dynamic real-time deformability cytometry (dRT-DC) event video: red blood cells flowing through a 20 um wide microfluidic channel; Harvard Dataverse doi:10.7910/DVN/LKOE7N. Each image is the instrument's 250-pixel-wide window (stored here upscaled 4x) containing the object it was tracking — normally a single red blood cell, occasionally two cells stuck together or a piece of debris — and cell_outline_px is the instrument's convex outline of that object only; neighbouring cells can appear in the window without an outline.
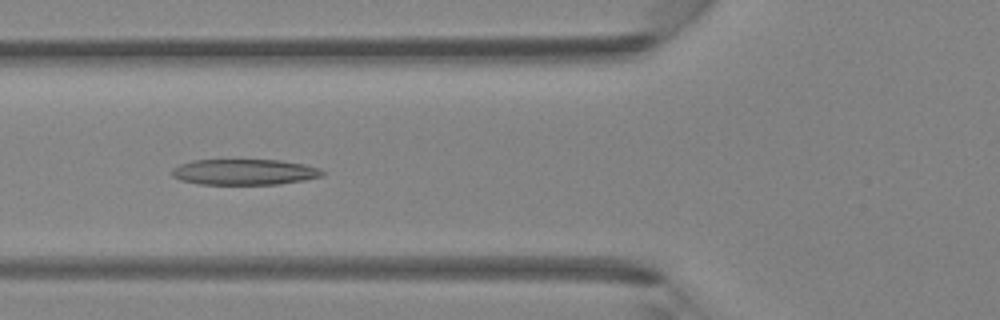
{"species": "Egyptian fruit bat (a non-hibernating species)", "species_latin": "Rousettus aegyptiacus", "temperature_condition": "room temperature", "stored_images_in_passage": 40, "camera_frame_rate_fps": 3000, "um_per_image_px": 0.085, "animal": {"sex": "female"}, "frame": {"image": 1, "passage_image": 12, "time_ms": 3.667, "image_size_px": [1000, 320], "cell_outline_px": [[324, 176], [304, 180], [280, 184], [200, 184], [180, 180], [172, 176], [172, 168], [180, 164], [192, 160], [280, 160], [304, 164], [320, 168], [324, 172]], "centroid_in_image_um": [20.78, 14.62], "position_along_channel_um": 105.0, "area_um2": 22.66}}
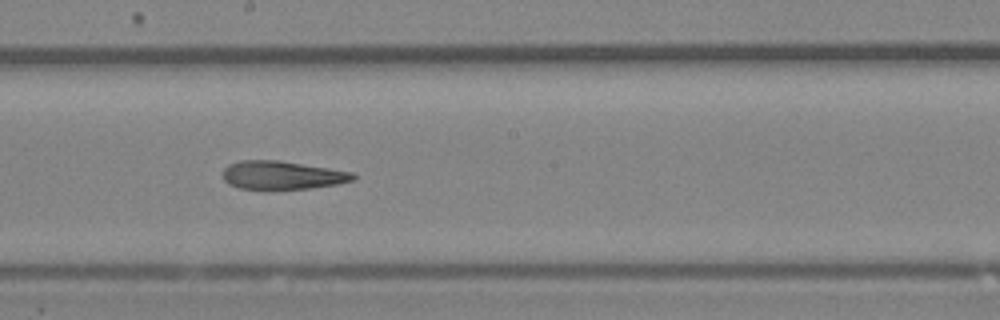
{"frame": {"image": 2, "passage_image": 20, "time_ms": 6.333, "image_size_px": [1000, 320], "cell_outline_px": [[356, 176], [352, 180], [336, 184], [312, 188], [240, 188], [228, 184], [224, 180], [224, 168], [228, 164], [240, 160], [280, 160], [352, 172]], "centroid_in_image_um": [23.96, 14.87], "position_along_channel_um": 224.2, "area_um2": 21.15}}
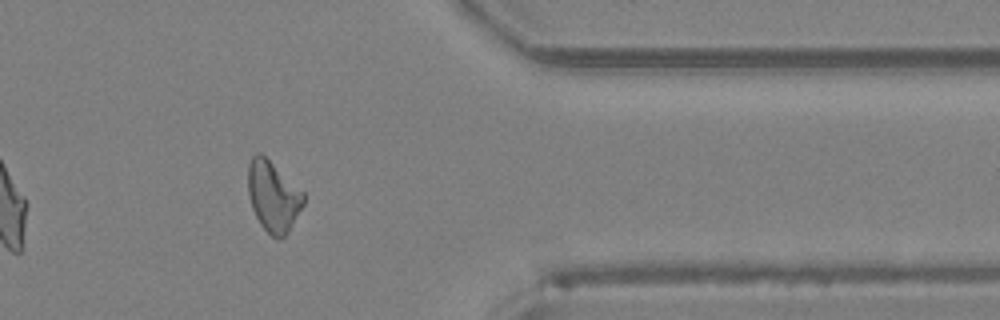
{"frame": {"image": 3, "passage_image": 32, "time_ms": 10.333, "image_size_px": [1000, 320], "cell_outline_px": [[304, 204], [288, 232], [280, 240], [276, 240], [260, 224], [252, 208], [248, 192], [248, 164], [252, 156], [256, 152], [260, 152], [304, 192]], "centroid_in_image_um": [23.21, 16.7], "position_along_channel_um": 388.2, "area_um2": 22.72}}